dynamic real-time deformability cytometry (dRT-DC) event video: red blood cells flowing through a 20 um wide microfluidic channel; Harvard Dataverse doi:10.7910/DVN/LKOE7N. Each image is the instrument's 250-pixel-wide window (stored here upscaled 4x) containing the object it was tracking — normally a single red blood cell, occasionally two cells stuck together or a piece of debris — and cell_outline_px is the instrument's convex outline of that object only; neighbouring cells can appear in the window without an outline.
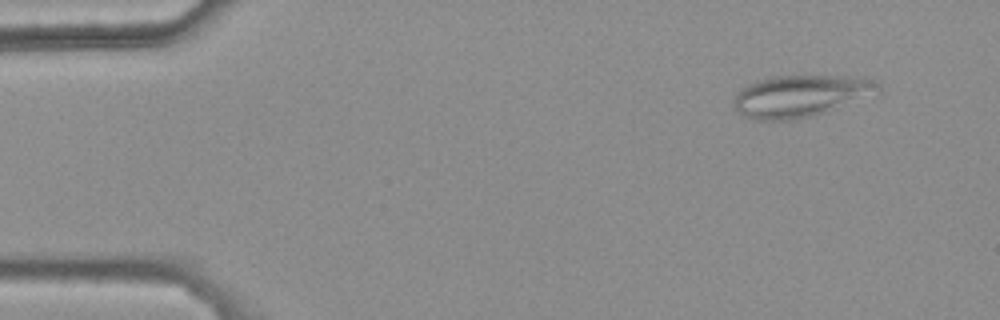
{"species": "common noctule bat (a hibernating species)", "species_latin": "Nyctalus noctula", "temperature_condition": "warm", "stored_images_in_passage": 48, "camera_frame_rate_fps": 3000, "um_per_image_px": 0.085, "animal": {"sex": "female", "body_mass_g": 25.1}, "frame": {"image": 1, "passage_image": 5, "time_ms": 1.333, "image_size_px": [1000, 320], "cell_outline_px": [[884, 92], [828, 112], [812, 116], [792, 120], [752, 120], [744, 116], [732, 108], [732, 100], [736, 92], [748, 84], [756, 80], [772, 76], [864, 76], [876, 80], [880, 84]], "centroid_in_image_um": [68.11, 8.16], "position_along_channel_um": 16.9, "area_um2": 36.36}}
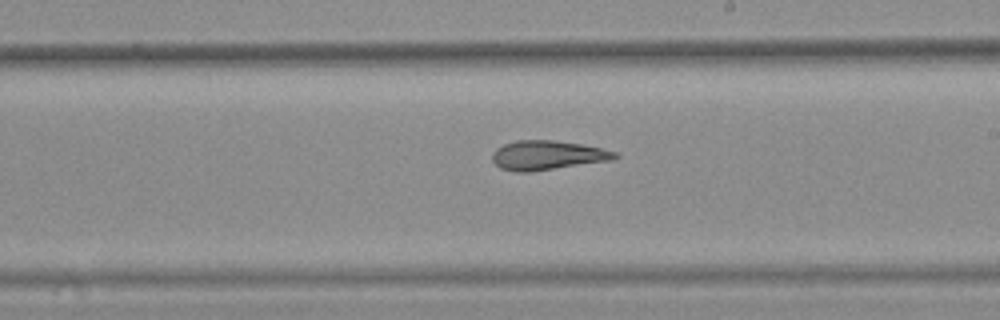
{"frame": {"image": 2, "passage_image": 31, "time_ms": 10.0, "image_size_px": [1000, 320], "cell_outline_px": [[620, 156], [612, 160], [528, 172], [516, 172], [500, 168], [492, 160], [492, 152], [496, 148], [504, 144], [516, 140], [556, 140], [580, 144], [600, 148], [616, 152]], "centroid_in_image_um": [46.5, 13.19], "position_along_channel_um": 242.5, "area_um2": 20.87}}
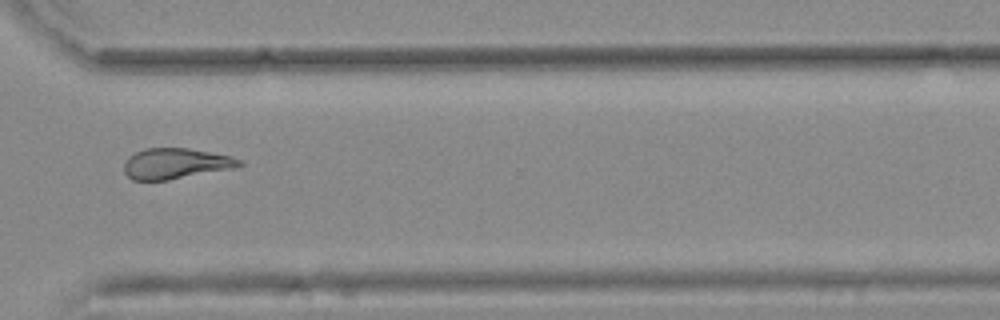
{"frame": {"image": 3, "passage_image": 40, "time_ms": 13.0, "image_size_px": [1000, 320], "cell_outline_px": [[244, 164], [236, 168], [168, 180], [132, 180], [124, 172], [124, 160], [128, 156], [144, 148], [188, 148], [232, 156], [244, 160]], "centroid_in_image_um": [14.96, 13.9], "position_along_channel_um": 355.6, "area_um2": 20.87}, "authors_computed_cell_mechanics": {"area_um2": 21.4438, "velocity_mm_per_s": 3.7585, "shape_relaxation_time_tau1_ms": null, "shape_relaxation_time_tau2_ms": 4.1973, "deformation_change_tau1": null, "deformation_change_tau2": 0.142}}